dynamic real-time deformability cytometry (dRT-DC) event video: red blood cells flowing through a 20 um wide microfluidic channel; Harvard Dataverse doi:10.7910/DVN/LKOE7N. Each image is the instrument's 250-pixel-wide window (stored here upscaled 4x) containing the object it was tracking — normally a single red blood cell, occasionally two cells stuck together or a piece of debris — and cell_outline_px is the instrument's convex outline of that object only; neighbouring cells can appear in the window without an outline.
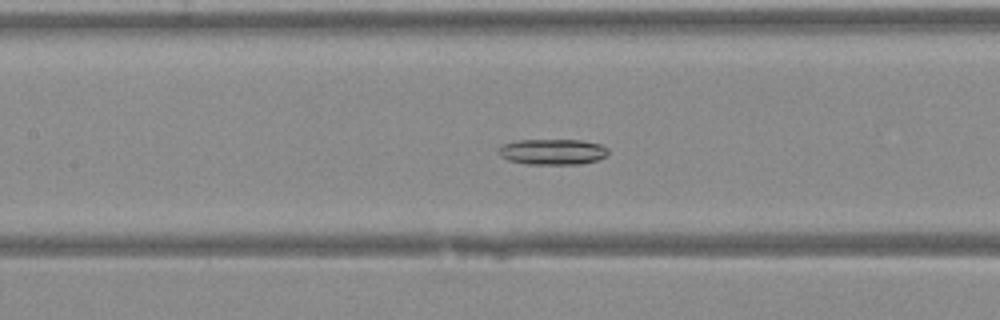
{"species": "Egyptian fruit bat (a non-hibernating species)", "species_latin": "Rousettus aegyptiacus", "temperature_condition": "warm", "stored_images_in_passage": 44, "camera_frame_rate_fps": 3000, "um_per_image_px": 0.085, "animal": {"sex": "female"}, "frame": {"image": 1, "passage_image": 22, "time_ms": 7.0, "image_size_px": [1000, 320], "cell_outline_px": [[608, 156], [596, 160], [580, 164], [528, 164], [508, 160], [500, 156], [496, 152], [504, 144], [516, 140], [580, 140], [600, 144], [608, 148]], "centroid_in_image_um": [46.97, 12.9], "position_along_channel_um": 160.4, "area_um2": 16.47}}
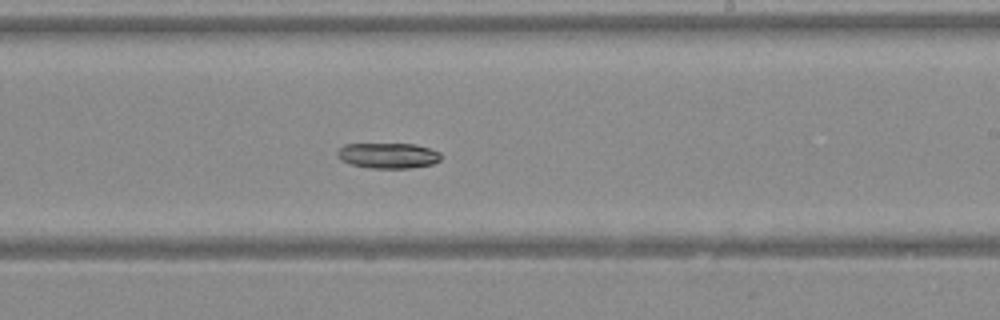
{"frame": {"image": 2, "passage_image": 28, "time_ms": 9.0, "image_size_px": [1000, 320], "cell_outline_px": [[440, 160], [432, 164], [408, 168], [368, 168], [352, 164], [340, 160], [336, 152], [344, 144], [416, 144], [440, 152]], "centroid_in_image_um": [32.97, 13.22], "position_along_channel_um": 256.0, "area_um2": 15.32}}
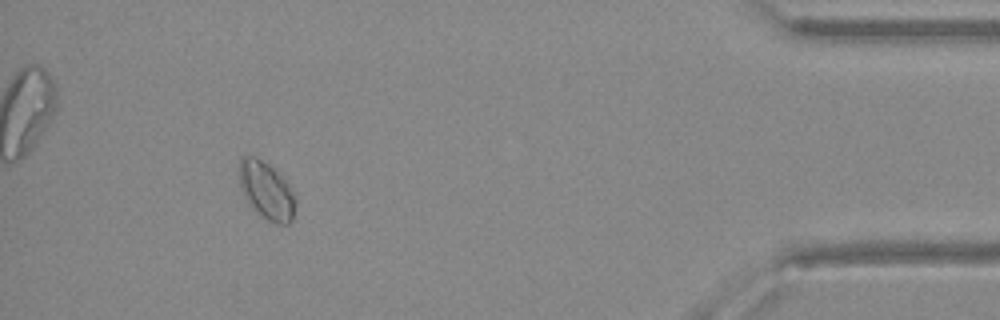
{"frame": {"image": 3, "passage_image": 41, "time_ms": 13.333, "image_size_px": [1000, 320], "cell_outline_px": [[296, 204], [292, 220], [288, 224], [276, 224], [264, 220], [248, 204], [244, 196], [240, 184], [240, 160], [244, 156], [252, 156], [268, 164], [288, 184], [296, 196]], "centroid_in_image_um": [22.67, 16.27], "position_along_channel_um": 412.5, "area_um2": 18.79}}